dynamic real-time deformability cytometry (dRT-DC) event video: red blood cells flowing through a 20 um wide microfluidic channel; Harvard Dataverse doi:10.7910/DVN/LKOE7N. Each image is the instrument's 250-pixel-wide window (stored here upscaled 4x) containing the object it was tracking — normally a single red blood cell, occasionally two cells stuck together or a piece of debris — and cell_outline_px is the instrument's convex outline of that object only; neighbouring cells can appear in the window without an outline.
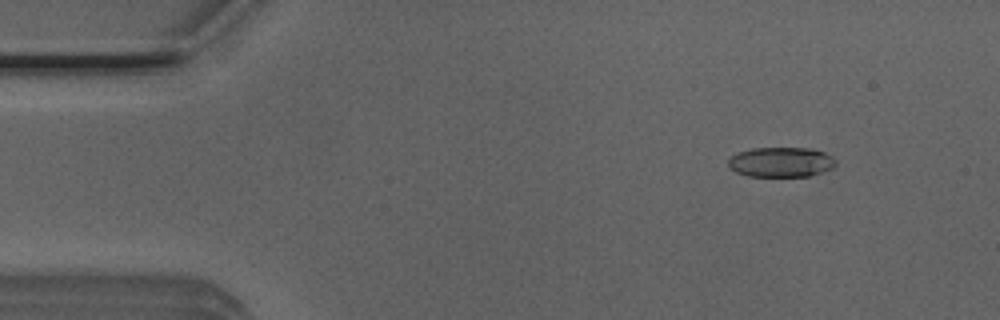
{"species": "Egyptian fruit bat (a non-hibernating species)", "species_latin": "Rousettus aegyptiacus", "temperature_condition": "room temperature", "stored_images_in_passage": 48, "camera_frame_rate_fps": 3000, "um_per_image_px": 0.085, "animal": {"sex": "male"}, "frame": {"image": 1, "passage_image": 6, "time_ms": 1.667, "image_size_px": [1000, 320], "cell_outline_px": [[836, 164], [832, 168], [808, 176], [748, 176], [736, 172], [728, 164], [728, 160], [736, 152], [752, 148], [808, 148], [824, 152], [832, 156], [836, 160]], "centroid_in_image_um": [66.38, 13.77], "position_along_channel_um": 18.6, "area_um2": 18.67}}
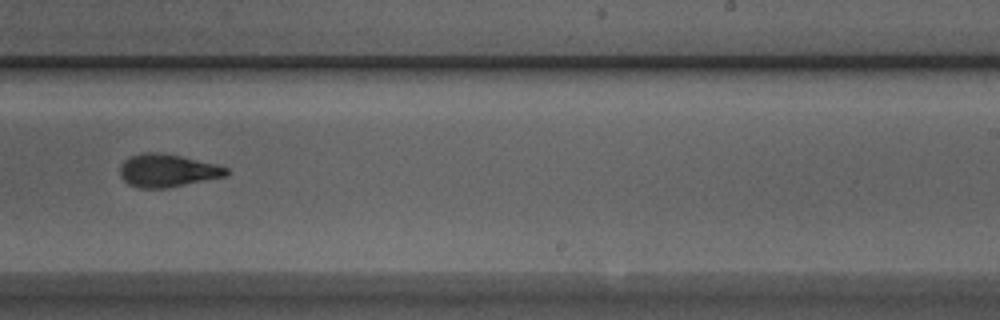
{"frame": {"image": 2, "passage_image": 32, "time_ms": 10.333, "image_size_px": [1000, 320], "cell_outline_px": [[228, 176], [168, 188], [140, 188], [128, 184], [120, 176], [120, 164], [124, 160], [132, 156], [144, 152], [160, 152], [180, 156], [216, 164], [228, 168]], "centroid_in_image_um": [14.23, 14.5], "position_along_channel_um": 274.8, "area_um2": 20.46}}
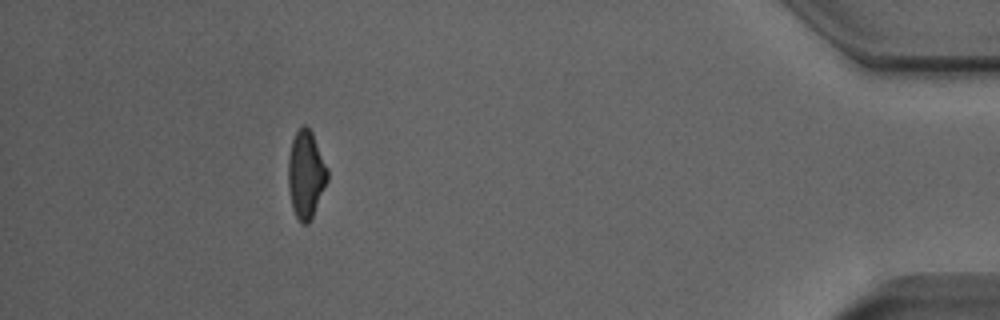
{"frame": {"image": 3, "passage_image": 47, "time_ms": 15.333, "image_size_px": [1000, 320], "cell_outline_px": [[328, 180], [312, 216], [308, 224], [300, 224], [292, 208], [288, 188], [288, 156], [292, 140], [296, 132], [304, 124], [312, 132], [328, 168]], "centroid_in_image_um": [25.99, 14.83], "position_along_channel_um": 409.2, "area_um2": 20.06}}